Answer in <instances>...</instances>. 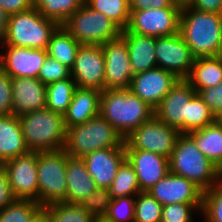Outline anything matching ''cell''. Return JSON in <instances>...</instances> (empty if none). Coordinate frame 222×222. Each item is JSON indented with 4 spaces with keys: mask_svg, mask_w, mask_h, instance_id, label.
Masks as SVG:
<instances>
[{
    "mask_svg": "<svg viewBox=\"0 0 222 222\" xmlns=\"http://www.w3.org/2000/svg\"><path fill=\"white\" fill-rule=\"evenodd\" d=\"M160 204L202 203L203 191L192 181L169 172L147 191Z\"/></svg>",
    "mask_w": 222,
    "mask_h": 222,
    "instance_id": "cell-18",
    "label": "cell"
},
{
    "mask_svg": "<svg viewBox=\"0 0 222 222\" xmlns=\"http://www.w3.org/2000/svg\"><path fill=\"white\" fill-rule=\"evenodd\" d=\"M189 7L202 12L222 14V0H193Z\"/></svg>",
    "mask_w": 222,
    "mask_h": 222,
    "instance_id": "cell-47",
    "label": "cell"
},
{
    "mask_svg": "<svg viewBox=\"0 0 222 222\" xmlns=\"http://www.w3.org/2000/svg\"><path fill=\"white\" fill-rule=\"evenodd\" d=\"M0 6L10 16L31 9L33 7V0H0Z\"/></svg>",
    "mask_w": 222,
    "mask_h": 222,
    "instance_id": "cell-45",
    "label": "cell"
},
{
    "mask_svg": "<svg viewBox=\"0 0 222 222\" xmlns=\"http://www.w3.org/2000/svg\"><path fill=\"white\" fill-rule=\"evenodd\" d=\"M206 222H222V179L203 191L202 209L199 212Z\"/></svg>",
    "mask_w": 222,
    "mask_h": 222,
    "instance_id": "cell-37",
    "label": "cell"
},
{
    "mask_svg": "<svg viewBox=\"0 0 222 222\" xmlns=\"http://www.w3.org/2000/svg\"><path fill=\"white\" fill-rule=\"evenodd\" d=\"M179 34L195 58L216 57L222 38V14L181 8Z\"/></svg>",
    "mask_w": 222,
    "mask_h": 222,
    "instance_id": "cell-2",
    "label": "cell"
},
{
    "mask_svg": "<svg viewBox=\"0 0 222 222\" xmlns=\"http://www.w3.org/2000/svg\"><path fill=\"white\" fill-rule=\"evenodd\" d=\"M178 7L171 0H129L130 10H145L148 8Z\"/></svg>",
    "mask_w": 222,
    "mask_h": 222,
    "instance_id": "cell-46",
    "label": "cell"
},
{
    "mask_svg": "<svg viewBox=\"0 0 222 222\" xmlns=\"http://www.w3.org/2000/svg\"><path fill=\"white\" fill-rule=\"evenodd\" d=\"M80 45L62 25H59L52 33L46 50L53 59L71 68Z\"/></svg>",
    "mask_w": 222,
    "mask_h": 222,
    "instance_id": "cell-28",
    "label": "cell"
},
{
    "mask_svg": "<svg viewBox=\"0 0 222 222\" xmlns=\"http://www.w3.org/2000/svg\"><path fill=\"white\" fill-rule=\"evenodd\" d=\"M99 114L125 139L154 115V109L129 89H104Z\"/></svg>",
    "mask_w": 222,
    "mask_h": 222,
    "instance_id": "cell-1",
    "label": "cell"
},
{
    "mask_svg": "<svg viewBox=\"0 0 222 222\" xmlns=\"http://www.w3.org/2000/svg\"><path fill=\"white\" fill-rule=\"evenodd\" d=\"M28 152L19 117L13 114L0 116V165Z\"/></svg>",
    "mask_w": 222,
    "mask_h": 222,
    "instance_id": "cell-24",
    "label": "cell"
},
{
    "mask_svg": "<svg viewBox=\"0 0 222 222\" xmlns=\"http://www.w3.org/2000/svg\"><path fill=\"white\" fill-rule=\"evenodd\" d=\"M201 209L202 203H174L164 205L161 222H193L191 212L194 213L195 210L201 212Z\"/></svg>",
    "mask_w": 222,
    "mask_h": 222,
    "instance_id": "cell-40",
    "label": "cell"
},
{
    "mask_svg": "<svg viewBox=\"0 0 222 222\" xmlns=\"http://www.w3.org/2000/svg\"><path fill=\"white\" fill-rule=\"evenodd\" d=\"M33 222H50L47 215L42 211Z\"/></svg>",
    "mask_w": 222,
    "mask_h": 222,
    "instance_id": "cell-50",
    "label": "cell"
},
{
    "mask_svg": "<svg viewBox=\"0 0 222 222\" xmlns=\"http://www.w3.org/2000/svg\"><path fill=\"white\" fill-rule=\"evenodd\" d=\"M125 38L133 74L157 68L156 37L121 31Z\"/></svg>",
    "mask_w": 222,
    "mask_h": 222,
    "instance_id": "cell-23",
    "label": "cell"
},
{
    "mask_svg": "<svg viewBox=\"0 0 222 222\" xmlns=\"http://www.w3.org/2000/svg\"><path fill=\"white\" fill-rule=\"evenodd\" d=\"M59 24L45 18L36 8L8 16L2 45L44 49L48 47L52 33Z\"/></svg>",
    "mask_w": 222,
    "mask_h": 222,
    "instance_id": "cell-6",
    "label": "cell"
},
{
    "mask_svg": "<svg viewBox=\"0 0 222 222\" xmlns=\"http://www.w3.org/2000/svg\"><path fill=\"white\" fill-rule=\"evenodd\" d=\"M69 157L64 149L37 152L38 203L42 207L66 201Z\"/></svg>",
    "mask_w": 222,
    "mask_h": 222,
    "instance_id": "cell-7",
    "label": "cell"
},
{
    "mask_svg": "<svg viewBox=\"0 0 222 222\" xmlns=\"http://www.w3.org/2000/svg\"><path fill=\"white\" fill-rule=\"evenodd\" d=\"M172 3L180 8L188 7L192 4L193 0H171Z\"/></svg>",
    "mask_w": 222,
    "mask_h": 222,
    "instance_id": "cell-49",
    "label": "cell"
},
{
    "mask_svg": "<svg viewBox=\"0 0 222 222\" xmlns=\"http://www.w3.org/2000/svg\"><path fill=\"white\" fill-rule=\"evenodd\" d=\"M197 93L214 115L222 110V81L217 86L201 89Z\"/></svg>",
    "mask_w": 222,
    "mask_h": 222,
    "instance_id": "cell-43",
    "label": "cell"
},
{
    "mask_svg": "<svg viewBox=\"0 0 222 222\" xmlns=\"http://www.w3.org/2000/svg\"><path fill=\"white\" fill-rule=\"evenodd\" d=\"M101 91L94 88L77 87L66 113L65 128L83 124L99 115Z\"/></svg>",
    "mask_w": 222,
    "mask_h": 222,
    "instance_id": "cell-22",
    "label": "cell"
},
{
    "mask_svg": "<svg viewBox=\"0 0 222 222\" xmlns=\"http://www.w3.org/2000/svg\"><path fill=\"white\" fill-rule=\"evenodd\" d=\"M5 53H0V68L11 78H38L48 53L44 49H31L3 45Z\"/></svg>",
    "mask_w": 222,
    "mask_h": 222,
    "instance_id": "cell-17",
    "label": "cell"
},
{
    "mask_svg": "<svg viewBox=\"0 0 222 222\" xmlns=\"http://www.w3.org/2000/svg\"><path fill=\"white\" fill-rule=\"evenodd\" d=\"M67 203L79 204L88 194L98 187L88 173L84 161L81 158L67 159L66 168Z\"/></svg>",
    "mask_w": 222,
    "mask_h": 222,
    "instance_id": "cell-25",
    "label": "cell"
},
{
    "mask_svg": "<svg viewBox=\"0 0 222 222\" xmlns=\"http://www.w3.org/2000/svg\"><path fill=\"white\" fill-rule=\"evenodd\" d=\"M42 211L36 201L16 199L0 211V222H33Z\"/></svg>",
    "mask_w": 222,
    "mask_h": 222,
    "instance_id": "cell-34",
    "label": "cell"
},
{
    "mask_svg": "<svg viewBox=\"0 0 222 222\" xmlns=\"http://www.w3.org/2000/svg\"><path fill=\"white\" fill-rule=\"evenodd\" d=\"M163 205L147 191H141L135 199L134 222H161Z\"/></svg>",
    "mask_w": 222,
    "mask_h": 222,
    "instance_id": "cell-36",
    "label": "cell"
},
{
    "mask_svg": "<svg viewBox=\"0 0 222 222\" xmlns=\"http://www.w3.org/2000/svg\"><path fill=\"white\" fill-rule=\"evenodd\" d=\"M180 7L148 8L130 10L126 32L162 37L179 33Z\"/></svg>",
    "mask_w": 222,
    "mask_h": 222,
    "instance_id": "cell-10",
    "label": "cell"
},
{
    "mask_svg": "<svg viewBox=\"0 0 222 222\" xmlns=\"http://www.w3.org/2000/svg\"><path fill=\"white\" fill-rule=\"evenodd\" d=\"M7 20H8V15L4 12V10L0 6V44H2L5 35Z\"/></svg>",
    "mask_w": 222,
    "mask_h": 222,
    "instance_id": "cell-48",
    "label": "cell"
},
{
    "mask_svg": "<svg viewBox=\"0 0 222 222\" xmlns=\"http://www.w3.org/2000/svg\"><path fill=\"white\" fill-rule=\"evenodd\" d=\"M215 122V115L203 102L198 93L189 100L188 118H186V134L204 128Z\"/></svg>",
    "mask_w": 222,
    "mask_h": 222,
    "instance_id": "cell-35",
    "label": "cell"
},
{
    "mask_svg": "<svg viewBox=\"0 0 222 222\" xmlns=\"http://www.w3.org/2000/svg\"><path fill=\"white\" fill-rule=\"evenodd\" d=\"M215 121L222 126V110L215 115Z\"/></svg>",
    "mask_w": 222,
    "mask_h": 222,
    "instance_id": "cell-51",
    "label": "cell"
},
{
    "mask_svg": "<svg viewBox=\"0 0 222 222\" xmlns=\"http://www.w3.org/2000/svg\"><path fill=\"white\" fill-rule=\"evenodd\" d=\"M109 147H125L124 139L100 114L66 129L63 149L71 158H83L93 151Z\"/></svg>",
    "mask_w": 222,
    "mask_h": 222,
    "instance_id": "cell-5",
    "label": "cell"
},
{
    "mask_svg": "<svg viewBox=\"0 0 222 222\" xmlns=\"http://www.w3.org/2000/svg\"><path fill=\"white\" fill-rule=\"evenodd\" d=\"M217 57L222 59V38H221V41H220V47H219V52H218Z\"/></svg>",
    "mask_w": 222,
    "mask_h": 222,
    "instance_id": "cell-52",
    "label": "cell"
},
{
    "mask_svg": "<svg viewBox=\"0 0 222 222\" xmlns=\"http://www.w3.org/2000/svg\"><path fill=\"white\" fill-rule=\"evenodd\" d=\"M11 84L13 115L19 117L46 108V85L38 78L15 77Z\"/></svg>",
    "mask_w": 222,
    "mask_h": 222,
    "instance_id": "cell-21",
    "label": "cell"
},
{
    "mask_svg": "<svg viewBox=\"0 0 222 222\" xmlns=\"http://www.w3.org/2000/svg\"><path fill=\"white\" fill-rule=\"evenodd\" d=\"M76 88L77 85L72 77L46 85V108L64 115Z\"/></svg>",
    "mask_w": 222,
    "mask_h": 222,
    "instance_id": "cell-29",
    "label": "cell"
},
{
    "mask_svg": "<svg viewBox=\"0 0 222 222\" xmlns=\"http://www.w3.org/2000/svg\"><path fill=\"white\" fill-rule=\"evenodd\" d=\"M187 80L196 93L217 86L222 81V59L217 56L195 58Z\"/></svg>",
    "mask_w": 222,
    "mask_h": 222,
    "instance_id": "cell-26",
    "label": "cell"
},
{
    "mask_svg": "<svg viewBox=\"0 0 222 222\" xmlns=\"http://www.w3.org/2000/svg\"><path fill=\"white\" fill-rule=\"evenodd\" d=\"M11 77L0 68V116L12 114Z\"/></svg>",
    "mask_w": 222,
    "mask_h": 222,
    "instance_id": "cell-42",
    "label": "cell"
},
{
    "mask_svg": "<svg viewBox=\"0 0 222 222\" xmlns=\"http://www.w3.org/2000/svg\"><path fill=\"white\" fill-rule=\"evenodd\" d=\"M70 77L71 68L47 55L42 67L40 68L38 79L44 85H48Z\"/></svg>",
    "mask_w": 222,
    "mask_h": 222,
    "instance_id": "cell-41",
    "label": "cell"
},
{
    "mask_svg": "<svg viewBox=\"0 0 222 222\" xmlns=\"http://www.w3.org/2000/svg\"><path fill=\"white\" fill-rule=\"evenodd\" d=\"M94 222H109L105 218H97L94 220Z\"/></svg>",
    "mask_w": 222,
    "mask_h": 222,
    "instance_id": "cell-53",
    "label": "cell"
},
{
    "mask_svg": "<svg viewBox=\"0 0 222 222\" xmlns=\"http://www.w3.org/2000/svg\"><path fill=\"white\" fill-rule=\"evenodd\" d=\"M177 81L173 73L157 67L134 74L129 90L155 109Z\"/></svg>",
    "mask_w": 222,
    "mask_h": 222,
    "instance_id": "cell-16",
    "label": "cell"
},
{
    "mask_svg": "<svg viewBox=\"0 0 222 222\" xmlns=\"http://www.w3.org/2000/svg\"><path fill=\"white\" fill-rule=\"evenodd\" d=\"M111 199L108 188L98 187L82 199L79 205L85 208L96 219L105 218L109 212Z\"/></svg>",
    "mask_w": 222,
    "mask_h": 222,
    "instance_id": "cell-38",
    "label": "cell"
},
{
    "mask_svg": "<svg viewBox=\"0 0 222 222\" xmlns=\"http://www.w3.org/2000/svg\"><path fill=\"white\" fill-rule=\"evenodd\" d=\"M84 3L104 14L121 30L126 29L130 16L129 0H84Z\"/></svg>",
    "mask_w": 222,
    "mask_h": 222,
    "instance_id": "cell-32",
    "label": "cell"
},
{
    "mask_svg": "<svg viewBox=\"0 0 222 222\" xmlns=\"http://www.w3.org/2000/svg\"><path fill=\"white\" fill-rule=\"evenodd\" d=\"M172 174L185 177L202 191L210 189L222 179V171L198 149L194 140L181 133L169 158Z\"/></svg>",
    "mask_w": 222,
    "mask_h": 222,
    "instance_id": "cell-3",
    "label": "cell"
},
{
    "mask_svg": "<svg viewBox=\"0 0 222 222\" xmlns=\"http://www.w3.org/2000/svg\"><path fill=\"white\" fill-rule=\"evenodd\" d=\"M16 199L38 202L37 152L9 159L1 164Z\"/></svg>",
    "mask_w": 222,
    "mask_h": 222,
    "instance_id": "cell-11",
    "label": "cell"
},
{
    "mask_svg": "<svg viewBox=\"0 0 222 222\" xmlns=\"http://www.w3.org/2000/svg\"><path fill=\"white\" fill-rule=\"evenodd\" d=\"M13 195L5 169L0 165V211L7 205L14 202Z\"/></svg>",
    "mask_w": 222,
    "mask_h": 222,
    "instance_id": "cell-44",
    "label": "cell"
},
{
    "mask_svg": "<svg viewBox=\"0 0 222 222\" xmlns=\"http://www.w3.org/2000/svg\"><path fill=\"white\" fill-rule=\"evenodd\" d=\"M24 141L32 152L61 150L66 142L63 115L47 108L19 116Z\"/></svg>",
    "mask_w": 222,
    "mask_h": 222,
    "instance_id": "cell-4",
    "label": "cell"
},
{
    "mask_svg": "<svg viewBox=\"0 0 222 222\" xmlns=\"http://www.w3.org/2000/svg\"><path fill=\"white\" fill-rule=\"evenodd\" d=\"M126 160L135 170L141 191H148L170 172L169 158L139 149H126Z\"/></svg>",
    "mask_w": 222,
    "mask_h": 222,
    "instance_id": "cell-20",
    "label": "cell"
},
{
    "mask_svg": "<svg viewBox=\"0 0 222 222\" xmlns=\"http://www.w3.org/2000/svg\"><path fill=\"white\" fill-rule=\"evenodd\" d=\"M83 2L84 0H33V8L45 18L53 19L62 25Z\"/></svg>",
    "mask_w": 222,
    "mask_h": 222,
    "instance_id": "cell-31",
    "label": "cell"
},
{
    "mask_svg": "<svg viewBox=\"0 0 222 222\" xmlns=\"http://www.w3.org/2000/svg\"><path fill=\"white\" fill-rule=\"evenodd\" d=\"M101 46L105 57L104 89H129L134 74L125 38L120 35Z\"/></svg>",
    "mask_w": 222,
    "mask_h": 222,
    "instance_id": "cell-14",
    "label": "cell"
},
{
    "mask_svg": "<svg viewBox=\"0 0 222 222\" xmlns=\"http://www.w3.org/2000/svg\"><path fill=\"white\" fill-rule=\"evenodd\" d=\"M50 222H94L96 219L85 208L75 203L57 202L43 207Z\"/></svg>",
    "mask_w": 222,
    "mask_h": 222,
    "instance_id": "cell-30",
    "label": "cell"
},
{
    "mask_svg": "<svg viewBox=\"0 0 222 222\" xmlns=\"http://www.w3.org/2000/svg\"><path fill=\"white\" fill-rule=\"evenodd\" d=\"M198 149L222 171V126L216 121L189 132Z\"/></svg>",
    "mask_w": 222,
    "mask_h": 222,
    "instance_id": "cell-27",
    "label": "cell"
},
{
    "mask_svg": "<svg viewBox=\"0 0 222 222\" xmlns=\"http://www.w3.org/2000/svg\"><path fill=\"white\" fill-rule=\"evenodd\" d=\"M196 93L187 79H178L171 90L154 109V115L163 123L186 134L189 100Z\"/></svg>",
    "mask_w": 222,
    "mask_h": 222,
    "instance_id": "cell-15",
    "label": "cell"
},
{
    "mask_svg": "<svg viewBox=\"0 0 222 222\" xmlns=\"http://www.w3.org/2000/svg\"><path fill=\"white\" fill-rule=\"evenodd\" d=\"M180 134L178 129L153 115L124 139L125 149L150 151L170 158Z\"/></svg>",
    "mask_w": 222,
    "mask_h": 222,
    "instance_id": "cell-9",
    "label": "cell"
},
{
    "mask_svg": "<svg viewBox=\"0 0 222 222\" xmlns=\"http://www.w3.org/2000/svg\"><path fill=\"white\" fill-rule=\"evenodd\" d=\"M157 67L173 73L178 79H187L195 61L189 46L179 33L156 37Z\"/></svg>",
    "mask_w": 222,
    "mask_h": 222,
    "instance_id": "cell-12",
    "label": "cell"
},
{
    "mask_svg": "<svg viewBox=\"0 0 222 222\" xmlns=\"http://www.w3.org/2000/svg\"><path fill=\"white\" fill-rule=\"evenodd\" d=\"M97 187L109 188L121 164L126 160L125 147L102 148L81 158Z\"/></svg>",
    "mask_w": 222,
    "mask_h": 222,
    "instance_id": "cell-19",
    "label": "cell"
},
{
    "mask_svg": "<svg viewBox=\"0 0 222 222\" xmlns=\"http://www.w3.org/2000/svg\"><path fill=\"white\" fill-rule=\"evenodd\" d=\"M62 26L80 43L103 45L121 35V29L101 12L84 2Z\"/></svg>",
    "mask_w": 222,
    "mask_h": 222,
    "instance_id": "cell-8",
    "label": "cell"
},
{
    "mask_svg": "<svg viewBox=\"0 0 222 222\" xmlns=\"http://www.w3.org/2000/svg\"><path fill=\"white\" fill-rule=\"evenodd\" d=\"M136 196L111 199L105 219L109 222H134Z\"/></svg>",
    "mask_w": 222,
    "mask_h": 222,
    "instance_id": "cell-39",
    "label": "cell"
},
{
    "mask_svg": "<svg viewBox=\"0 0 222 222\" xmlns=\"http://www.w3.org/2000/svg\"><path fill=\"white\" fill-rule=\"evenodd\" d=\"M105 57L101 45L81 44L71 67L77 87L104 90Z\"/></svg>",
    "mask_w": 222,
    "mask_h": 222,
    "instance_id": "cell-13",
    "label": "cell"
},
{
    "mask_svg": "<svg viewBox=\"0 0 222 222\" xmlns=\"http://www.w3.org/2000/svg\"><path fill=\"white\" fill-rule=\"evenodd\" d=\"M108 189L112 199L136 196L141 192L135 170L127 160L119 167L115 179Z\"/></svg>",
    "mask_w": 222,
    "mask_h": 222,
    "instance_id": "cell-33",
    "label": "cell"
}]
</instances>
